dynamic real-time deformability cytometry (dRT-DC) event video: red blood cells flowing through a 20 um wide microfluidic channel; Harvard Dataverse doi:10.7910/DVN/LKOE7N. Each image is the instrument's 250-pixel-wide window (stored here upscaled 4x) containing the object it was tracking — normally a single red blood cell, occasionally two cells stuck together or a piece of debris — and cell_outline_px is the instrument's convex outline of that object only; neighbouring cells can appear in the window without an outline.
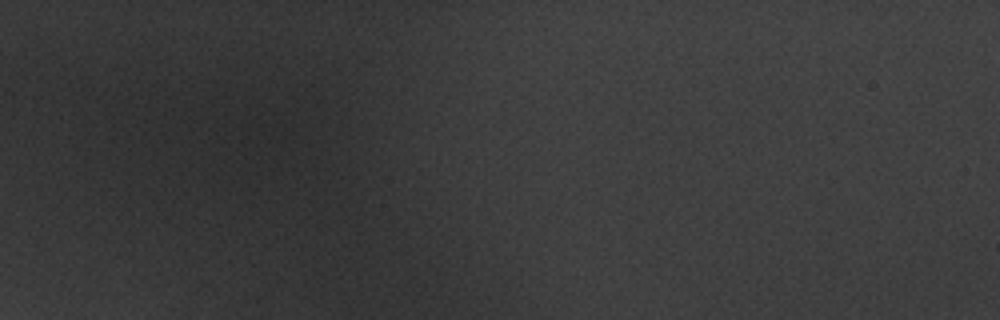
{"species": "common noctule bat (a hibernating species)", "species_latin": "Nyctalus noctula", "temperature_condition": "warm", "stored_images_in_passage": 2, "camera_frame_rate_fps": 3000, "um_per_image_px": 0.085, "animal": {"sex": "male", "body_mass_g": 20.1, "forearm_length_mm": 53.5}, "frame": {"image": 1, "passage_image": 1, "time_ms": 0.0, "image_size_px": [1000, 320], "cell_outline_px": [[316, 160], [284, 160], [260, 152], [256, 144], [268, 124], [276, 120], [316, 140]], "centroid_in_image_um": [24.36, 12.17], "position_along_channel_um": 60.6, "area_um2": 12.08}}